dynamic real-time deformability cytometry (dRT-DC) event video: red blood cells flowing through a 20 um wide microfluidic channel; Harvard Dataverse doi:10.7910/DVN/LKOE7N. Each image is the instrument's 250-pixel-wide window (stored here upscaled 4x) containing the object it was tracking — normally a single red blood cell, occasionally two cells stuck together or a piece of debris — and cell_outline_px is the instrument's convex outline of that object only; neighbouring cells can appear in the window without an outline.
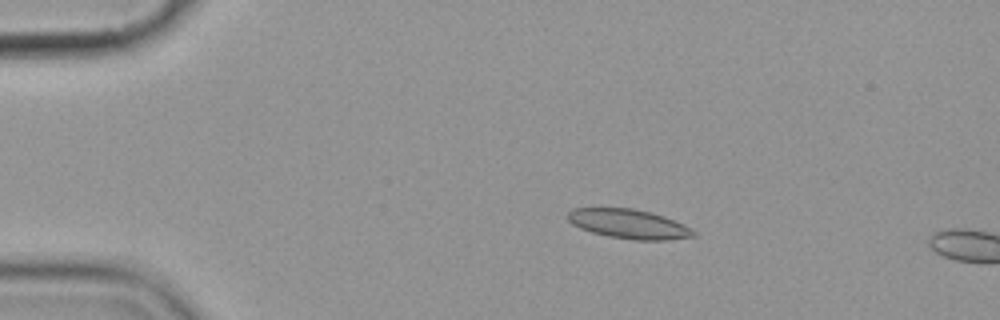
{"species": "common noctule bat (a hibernating species)", "species_latin": "Nyctalus noctula", "temperature_condition": "cold", "stored_images_in_passage": 5, "camera_frame_rate_fps": 3000, "um_per_image_px": 0.085, "animal": {"sex": "female", "body_mass_g": 19.9}, "frame": {"image": 1, "passage_image": 4, "time_ms": 3.333, "image_size_px": [1000, 320], "cell_outline_px": [[696, 236], [668, 240], [632, 240], [608, 236], [592, 232], [580, 228], [572, 224], [568, 220], [568, 212], [572, 208], [632, 208], [652, 212], [664, 216], [684, 224], [692, 228], [696, 232]], "centroid_in_image_um": [53.47, 19.04], "position_along_channel_um": 31.5, "area_um2": 21.68}}